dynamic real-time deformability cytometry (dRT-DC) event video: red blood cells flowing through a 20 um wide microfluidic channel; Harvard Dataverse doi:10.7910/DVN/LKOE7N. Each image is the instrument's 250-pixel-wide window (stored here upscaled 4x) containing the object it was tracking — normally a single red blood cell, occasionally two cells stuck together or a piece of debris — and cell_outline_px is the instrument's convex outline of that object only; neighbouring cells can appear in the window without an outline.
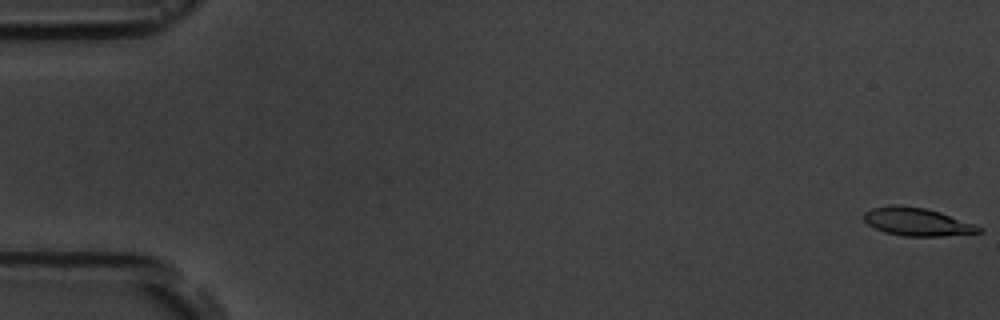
{"species": "common noctule bat (a hibernating species)", "species_latin": "Nyctalus noctula", "temperature_condition": "room temperature", "stored_images_in_passage": 7, "camera_frame_rate_fps": 3000, "um_per_image_px": 0.085, "animal": {"sex": "male", "body_mass_g": 19.5, "forearm_length_mm": 54.6}, "frame": {"image": 1, "passage_image": 1, "time_ms": 0.0, "image_size_px": [1000, 320], "cell_outline_px": [[984, 232], [940, 236], [904, 236], [884, 232], [868, 224], [864, 220], [864, 212], [872, 208], [892, 204], [924, 208], [940, 212], [976, 224], [984, 228]], "centroid_in_image_um": [77.98, 18.85], "position_along_channel_um": 7.0, "area_um2": 18.79}}
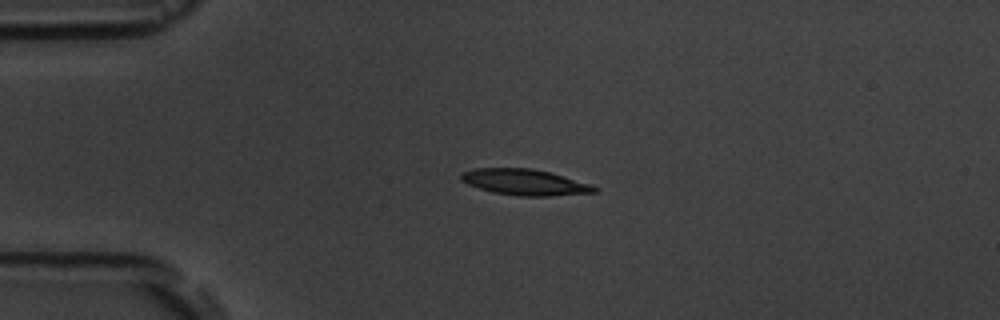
{"frame": {"image": 2, "passage_image": 5, "time_ms": 4.333, "image_size_px": [1000, 320], "cell_outline_px": [[600, 188], [596, 192], [548, 196], [520, 196], [492, 192], [468, 184], [460, 180], [460, 176], [464, 172], [476, 168], [532, 168], [564, 176], [592, 184]], "centroid_in_image_um": [44.64, 15.49], "position_along_channel_um": 40.4, "area_um2": 20.11}}
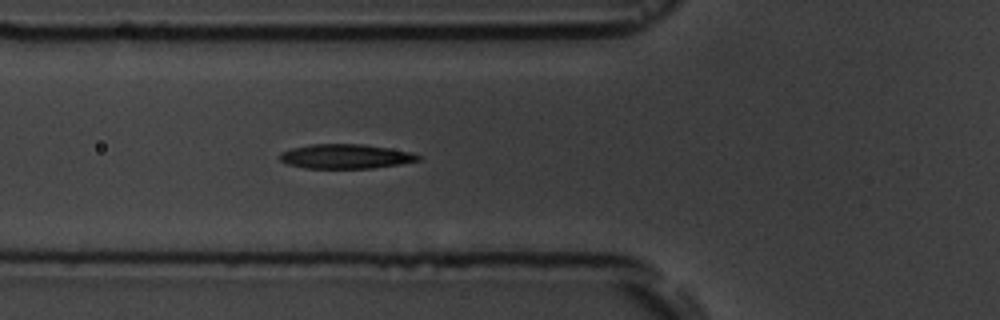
{"frame": {"image": 3, "passage_image": 7, "time_ms": 6.667, "image_size_px": [1000, 320], "cell_outline_px": [[420, 160], [400, 164], [372, 168], [304, 168], [288, 164], [280, 160], [280, 152], [292, 148], [312, 144], [364, 144], [412, 152], [420, 156]], "centroid_in_image_um": [29.37, 13.29], "position_along_channel_um": 96.4, "area_um2": 19.65}}